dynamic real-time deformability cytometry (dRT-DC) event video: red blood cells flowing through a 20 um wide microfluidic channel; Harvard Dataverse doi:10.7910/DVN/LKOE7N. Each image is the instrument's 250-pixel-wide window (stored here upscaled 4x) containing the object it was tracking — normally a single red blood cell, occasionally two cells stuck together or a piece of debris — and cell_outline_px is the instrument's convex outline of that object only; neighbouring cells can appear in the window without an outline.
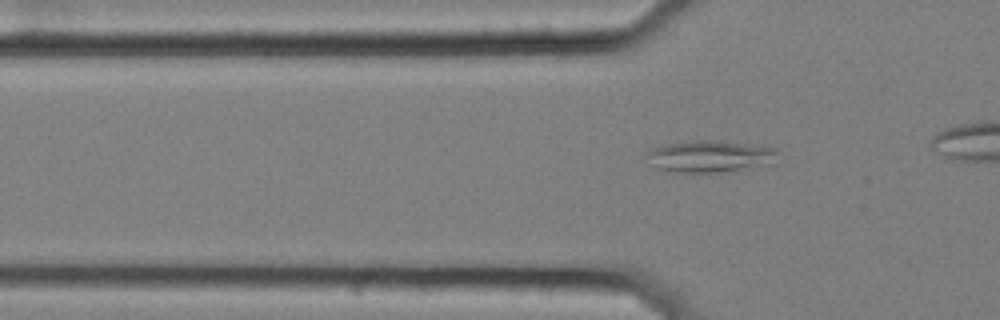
{"species": "common noctule bat (a hibernating species)", "species_latin": "Nyctalus noctula", "temperature_condition": "cold", "stored_images_in_passage": 13, "camera_frame_rate_fps": 3000, "um_per_image_px": 0.085, "animal": {"sex": "female", "body_mass_g": 25.1}, "frame": {"image": 1, "passage_image": 13, "time_ms": 4.0, "image_size_px": [1000, 320], "cell_outline_px": [[776, 164], [720, 172], [676, 172], [656, 168], [644, 156], [652, 148], [672, 144], [700, 140], [744, 144], [772, 148], [776, 152]], "centroid_in_image_um": [60.34, 13.32], "position_along_channel_um": 65.5, "area_um2": 23.64}}